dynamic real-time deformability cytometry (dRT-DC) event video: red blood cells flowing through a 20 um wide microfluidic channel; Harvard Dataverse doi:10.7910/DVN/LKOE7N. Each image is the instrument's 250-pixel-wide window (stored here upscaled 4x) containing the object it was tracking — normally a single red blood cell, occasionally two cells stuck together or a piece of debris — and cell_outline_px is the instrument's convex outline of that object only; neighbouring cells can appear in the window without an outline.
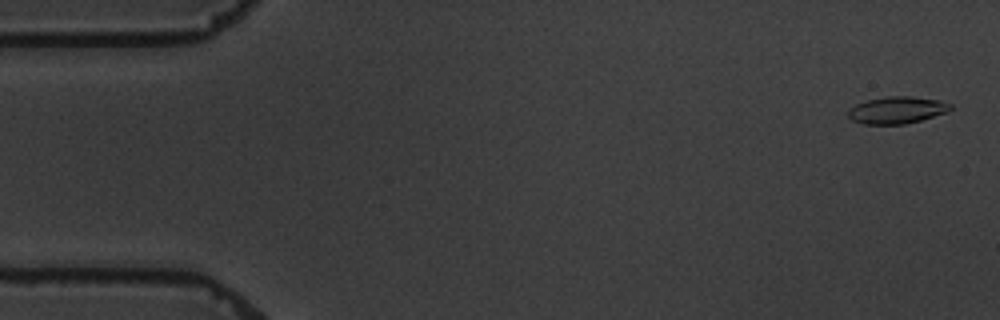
{"species": "common noctule bat (a hibernating species)", "species_latin": "Nyctalus noctula", "temperature_condition": "warm", "stored_images_in_passage": 8, "camera_frame_rate_fps": 3000, "um_per_image_px": 0.085, "animal": {"sex": "male", "body_mass_g": 19.5, "forearm_length_mm": 54.6}, "frame": {"image": 1, "passage_image": 1, "time_ms": 0.0, "image_size_px": [1000, 320], "cell_outline_px": [[952, 108], [948, 112], [920, 120], [904, 124], [864, 124], [852, 120], [848, 116], [848, 108], [856, 104], [868, 100], [888, 96], [912, 96], [940, 100], [952, 104]], "centroid_in_image_um": [76.25, 9.35], "position_along_channel_um": 8.8, "area_um2": 16.13}}
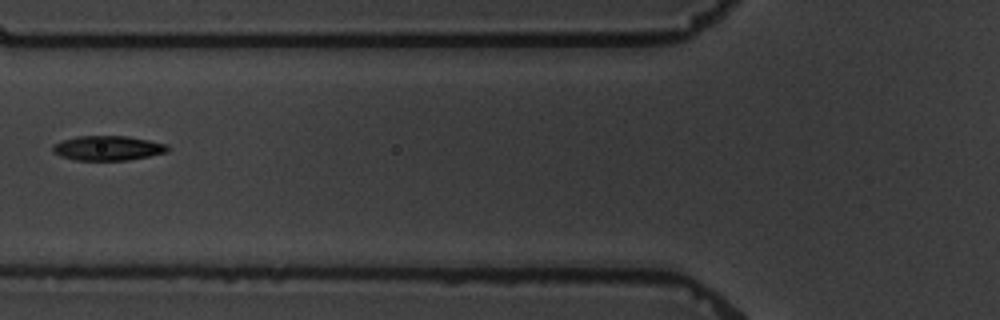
{"frame": {"image": 2, "passage_image": 6, "time_ms": 6.667, "image_size_px": [1000, 320], "cell_outline_px": [[168, 152], [128, 160], [76, 160], [60, 156], [52, 152], [52, 144], [76, 136], [128, 136], [168, 144]], "centroid_in_image_um": [9.15, 12.58], "position_along_channel_um": 116.7, "area_um2": 16.53}}
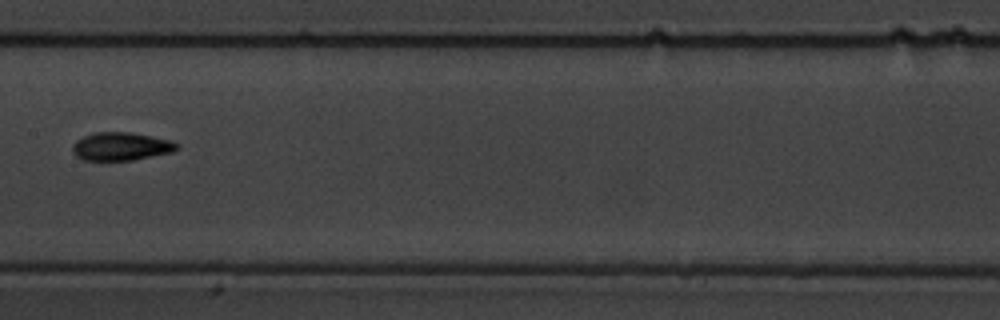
{"frame": {"image": 3, "passage_image": 8, "time_ms": 9.0, "image_size_px": [1000, 320], "cell_outline_px": [[180, 148], [172, 152], [132, 160], [84, 160], [76, 156], [72, 152], [72, 144], [76, 140], [84, 136], [96, 132], [128, 132], [152, 136], [172, 140], [180, 144]], "centroid_in_image_um": [10.31, 12.44], "position_along_channel_um": 197.1, "area_um2": 17.22}}